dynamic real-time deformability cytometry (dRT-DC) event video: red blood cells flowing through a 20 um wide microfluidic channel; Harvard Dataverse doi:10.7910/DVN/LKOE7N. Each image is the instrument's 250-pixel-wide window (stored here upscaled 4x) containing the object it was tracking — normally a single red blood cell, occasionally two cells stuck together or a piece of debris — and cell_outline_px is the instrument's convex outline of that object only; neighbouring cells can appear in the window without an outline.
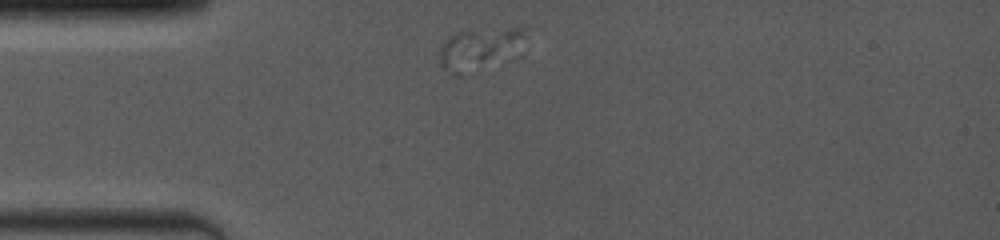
{"species": "common noctule bat (a hibernating species)", "species_latin": "Nyctalus noctula", "temperature_condition": "room temperature", "stored_images_in_passage": 16, "camera_frame_rate_fps": 4000, "um_per_image_px": 0.085, "animal": {"sex": "female", "body_mass_g": 19.0, "forearm_length_mm": 53.3}, "frame": {"image": 1, "passage_image": 1, "time_ms": 0.0, "image_size_px": [1000, 240], "cell_outline_px": [[528, 24], [516, 36], [460, 76], [456, 76], [440, 64], [436, 52], [440, 44], [448, 36], [456, 32], [520, 24]], "centroid_in_image_um": [40.26, 3.97], "position_along_channel_um": 44.7, "area_um2": 17.22}}
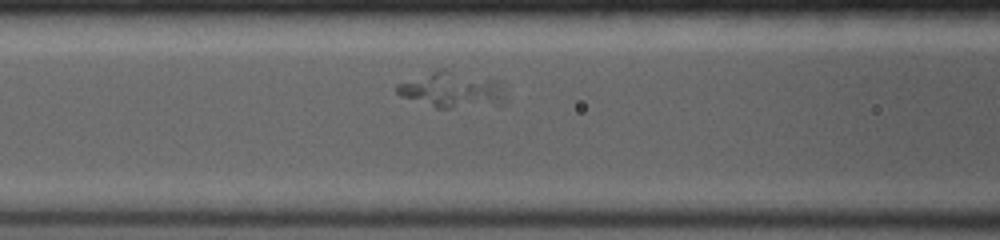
{"frame": {"image": 2, "passage_image": 14, "time_ms": 2.75, "image_size_px": [1000, 240], "cell_outline_px": [[500, 104], [452, 108], [436, 108], [400, 96], [396, 92], [396, 84], [440, 68], [444, 68], [500, 80]], "centroid_in_image_um": [38.33, 7.61], "position_along_channel_um": 128.3, "area_um2": 22.43}}
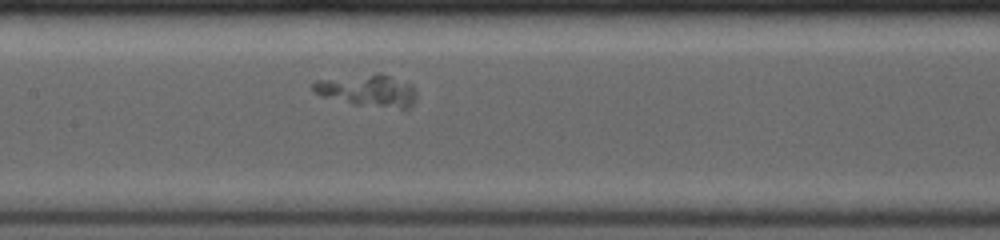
{"frame": {"image": 3, "passage_image": 16, "time_ms": 4.0, "image_size_px": [1000, 240], "cell_outline_px": [[416, 100], [408, 108], [400, 108], [352, 104], [324, 96], [312, 92], [312, 84], [316, 80], [380, 72], [392, 76], [412, 84], [416, 92]], "centroid_in_image_um": [31.28, 7.67], "position_along_channel_um": 176.1, "area_um2": 19.36}}